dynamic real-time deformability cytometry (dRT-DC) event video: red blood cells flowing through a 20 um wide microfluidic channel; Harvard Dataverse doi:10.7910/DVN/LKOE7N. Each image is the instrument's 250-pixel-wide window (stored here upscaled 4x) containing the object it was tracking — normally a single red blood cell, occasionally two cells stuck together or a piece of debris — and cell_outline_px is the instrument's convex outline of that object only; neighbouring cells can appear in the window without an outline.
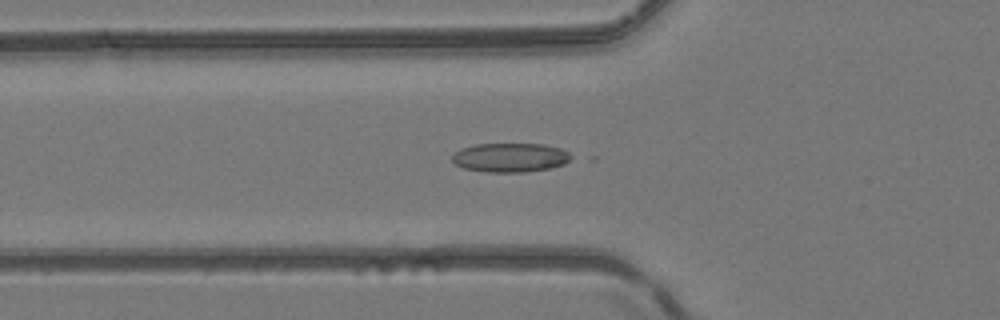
{"species": "common noctule bat (a hibernating species)", "species_latin": "Nyctalus noctula", "temperature_condition": "room temperature", "stored_images_in_passage": 40, "camera_frame_rate_fps": 3000, "um_per_image_px": 0.085, "animal": {"sex": "female", "body_mass_g": 24.6, "forearm_length_mm": 56.2}, "frame": {"image": 1, "passage_image": 8, "time_ms": 2.333, "image_size_px": [1000, 320], "cell_outline_px": [[576, 156], [564, 164], [552, 168], [524, 172], [484, 172], [464, 168], [456, 164], [452, 160], [452, 156], [460, 148], [476, 144], [544, 144], [560, 148]], "centroid_in_image_um": [43.41, 13.39], "position_along_channel_um": 82.4, "area_um2": 20.35}}
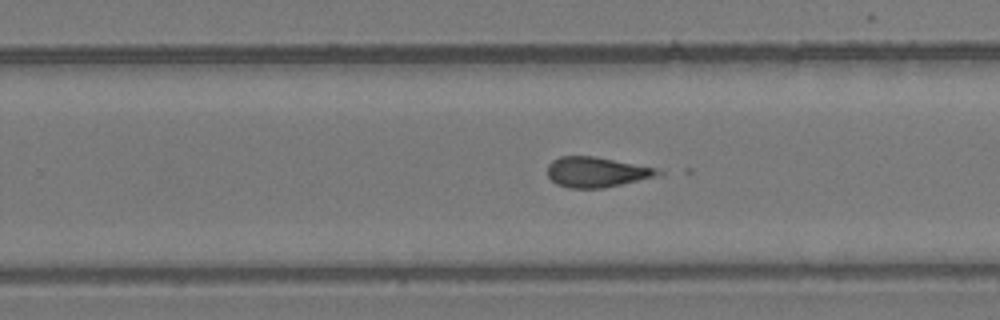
{"frame": {"image": 2, "passage_image": 22, "time_ms": 7.0, "image_size_px": [1000, 320], "cell_outline_px": [[664, 172], [652, 176], [604, 188], [568, 188], [556, 184], [548, 176], [548, 164], [552, 160], [560, 156], [596, 156], [656, 168]], "centroid_in_image_um": [50.63, 14.61], "position_along_channel_um": 279.2, "area_um2": 19.19}}
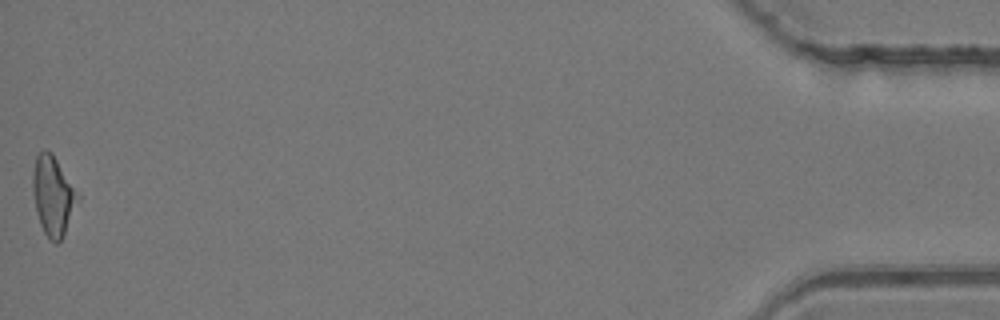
{"frame": {"image": 3, "passage_image": 40, "time_ms": 13.0, "image_size_px": [1000, 320], "cell_outline_px": [[80, 200], [64, 236], [56, 244], [44, 232], [40, 224], [32, 192], [32, 176], [36, 156], [44, 148], [52, 152], [80, 196]], "centroid_in_image_um": [4.52, 16.63], "position_along_channel_um": 430.7, "area_um2": 20.87}}